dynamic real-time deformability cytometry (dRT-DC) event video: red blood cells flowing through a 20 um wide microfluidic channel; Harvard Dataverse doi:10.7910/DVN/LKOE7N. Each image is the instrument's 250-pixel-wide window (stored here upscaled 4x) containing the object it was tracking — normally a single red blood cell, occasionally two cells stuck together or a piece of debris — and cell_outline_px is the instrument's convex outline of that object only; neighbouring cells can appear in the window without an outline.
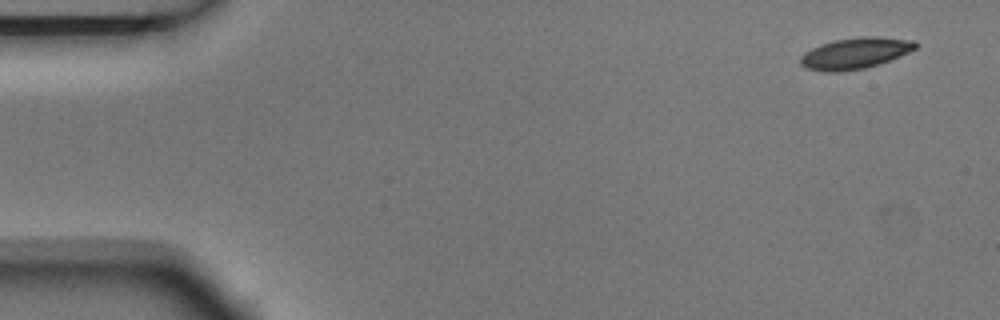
{"species": "Egyptian fruit bat (a non-hibernating species)", "species_latin": "Rousettus aegyptiacus", "temperature_condition": "room temperature", "stored_images_in_passage": 5, "segment_of_instrument_passage": [1, 2], "camera_frame_rate_fps": 3000, "um_per_image_px": 0.085, "animal": {"sex": "male"}, "frame": {"image": 1, "passage_image": 1, "time_ms": 0.0, "image_size_px": [1000, 320], "cell_outline_px": [[920, 44], [916, 48], [908, 52], [880, 64], [864, 68], [840, 72], [824, 72], [808, 68], [800, 64], [800, 56], [804, 52], [820, 44], [832, 40], [860, 36], [880, 36], [916, 40]], "centroid_in_image_um": [72.71, 4.51], "position_along_channel_um": 12.3, "area_um2": 21.21}}
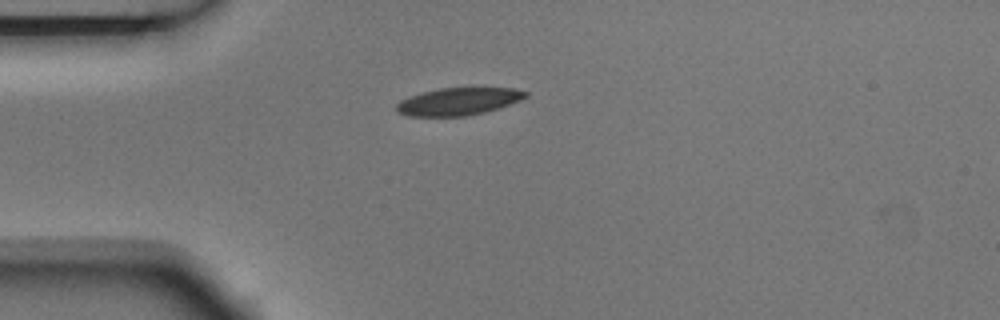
{"frame": {"image": 2, "passage_image": 4, "time_ms": 1.0, "image_size_px": [1000, 320], "cell_outline_px": [[528, 96], [520, 100], [484, 112], [468, 116], [408, 116], [396, 112], [396, 104], [400, 100], [424, 92], [440, 88], [512, 88], [528, 92]], "centroid_in_image_um": [38.94, 8.63], "position_along_channel_um": 46.1, "area_um2": 20.4}}